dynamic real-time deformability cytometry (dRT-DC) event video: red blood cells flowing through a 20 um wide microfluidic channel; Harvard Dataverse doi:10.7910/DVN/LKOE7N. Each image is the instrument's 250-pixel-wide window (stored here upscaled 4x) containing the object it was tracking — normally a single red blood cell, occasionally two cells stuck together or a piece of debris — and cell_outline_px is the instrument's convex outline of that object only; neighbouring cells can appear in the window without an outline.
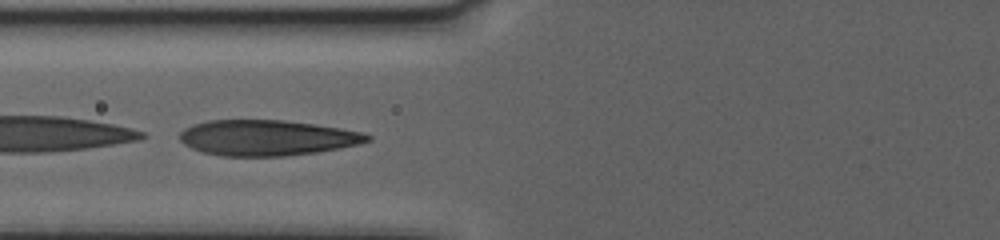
{"species": "human", "species_latin": "Homo sapiens", "temperature_condition": "warm", "stored_images_in_passage": 42, "camera_frame_rate_fps": 3000, "um_per_image_px": 0.085, "donor": {"sex": "female"}, "frame": {"image": 1, "passage_image": 8, "time_ms": 2.333, "image_size_px": [1000, 240], "cell_outline_px": [[372, 140], [340, 148], [316, 152], [284, 156], [220, 156], [204, 152], [192, 148], [184, 144], [180, 140], [180, 132], [184, 128], [192, 124], [208, 120], [284, 120], [340, 128], [360, 132], [372, 136]], "centroid_in_image_um": [22.66, 11.71], "position_along_channel_um": 103.1, "area_um2": 38.78}}
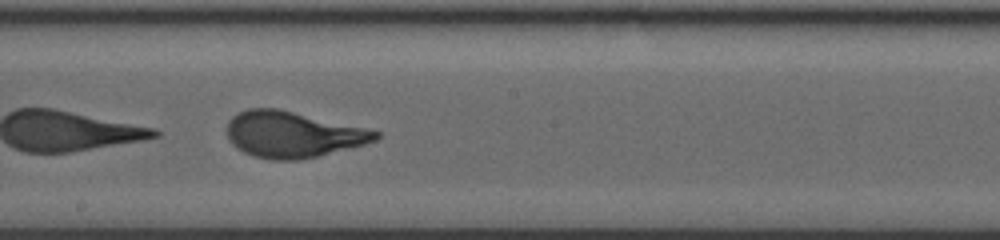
{"frame": {"image": 2, "passage_image": 19, "time_ms": 6.0, "image_size_px": [1000, 240], "cell_outline_px": [[380, 136], [376, 140], [364, 144], [316, 156], [296, 160], [272, 160], [256, 156], [244, 152], [236, 148], [232, 144], [228, 136], [228, 120], [232, 116], [248, 108], [280, 108], [364, 128], [380, 132]], "centroid_in_image_um": [24.84, 11.42], "position_along_channel_um": 223.4, "area_um2": 39.48}}
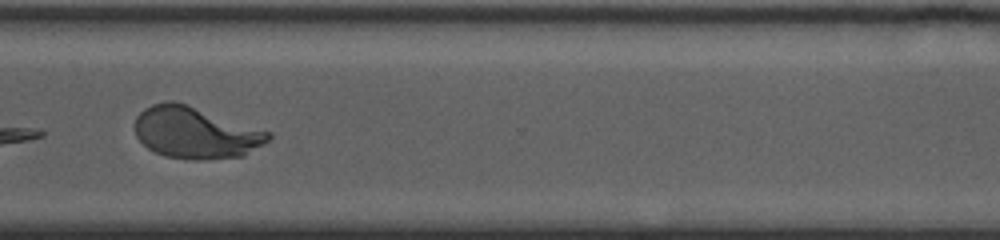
{"frame": {"image": 3, "passage_image": 31, "time_ms": 10.0, "image_size_px": [1000, 240], "cell_outline_px": [[272, 136], [268, 140], [244, 156], [200, 160], [192, 160], [164, 156], [148, 148], [136, 136], [136, 116], [144, 108], [152, 104], [164, 100], [172, 100], [272, 132]], "centroid_in_image_um": [16.61, 11.28], "position_along_channel_um": 354.0, "area_um2": 39.94}, "authors_computed_cell_mechanics": {"area_um2": 39.593, "velocity_mm_per_s": 3.2717, "shape_relaxation_time_tau1_ms": 2.2005, "shape_relaxation_time_tau2_ms": null, "deformation_change_tau1": 0.3562, "deformation_change_tau2": null}}